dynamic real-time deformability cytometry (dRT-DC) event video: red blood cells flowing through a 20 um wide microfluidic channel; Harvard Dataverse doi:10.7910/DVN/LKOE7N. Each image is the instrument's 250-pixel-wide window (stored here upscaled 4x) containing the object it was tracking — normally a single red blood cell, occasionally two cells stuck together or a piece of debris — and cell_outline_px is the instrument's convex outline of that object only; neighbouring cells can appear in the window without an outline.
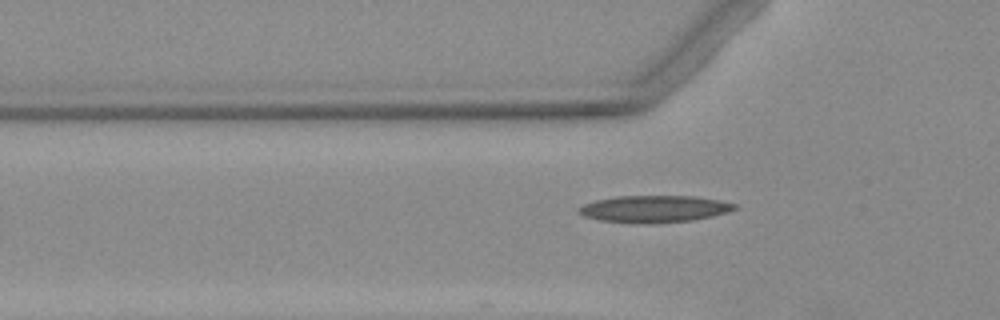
{"species": "Egyptian fruit bat (a non-hibernating species)", "species_latin": "Rousettus aegyptiacus", "temperature_condition": "warm", "stored_images_in_passage": 5, "segment_of_instrument_passage": [2, 2], "camera_frame_rate_fps": 3000, "um_per_image_px": 0.085, "animal": {"sex": "female"}, "frame": {"image": 1, "passage_image": 5, "time_ms": 5.0, "image_size_px": [1000, 320], "cell_outline_px": [[736, 208], [712, 216], [692, 220], [652, 224], [636, 224], [600, 220], [584, 216], [576, 212], [576, 208], [584, 204], [596, 200], [616, 196], [696, 196], [720, 200], [736, 204]], "centroid_in_image_um": [55.55, 17.76], "position_along_channel_um": 70.3, "area_um2": 24.62}}